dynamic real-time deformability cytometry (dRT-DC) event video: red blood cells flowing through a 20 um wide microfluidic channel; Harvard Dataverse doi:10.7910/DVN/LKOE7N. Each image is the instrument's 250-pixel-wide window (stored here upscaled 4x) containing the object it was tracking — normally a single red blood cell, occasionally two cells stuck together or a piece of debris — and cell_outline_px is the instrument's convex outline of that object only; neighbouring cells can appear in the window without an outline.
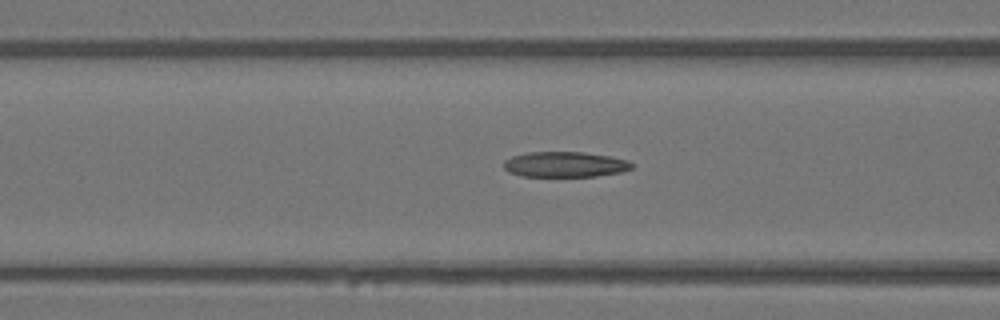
{"species": "Egyptian fruit bat (a non-hibernating species)", "species_latin": "Rousettus aegyptiacus", "temperature_condition": "warm", "stored_images_in_passage": 14, "camera_frame_rate_fps": 3000, "um_per_image_px": 0.085, "animal": {"sex": "female"}, "frame": {"image": 1, "passage_image": 7, "time_ms": 2.0, "image_size_px": [1000, 320], "cell_outline_px": [[632, 168], [620, 172], [596, 176], [520, 176], [508, 172], [504, 168], [504, 160], [512, 156], [528, 152], [584, 152], [612, 156], [628, 160], [632, 164]], "centroid_in_image_um": [48.01, 13.97], "position_along_channel_um": 118.6, "area_um2": 19.02}}
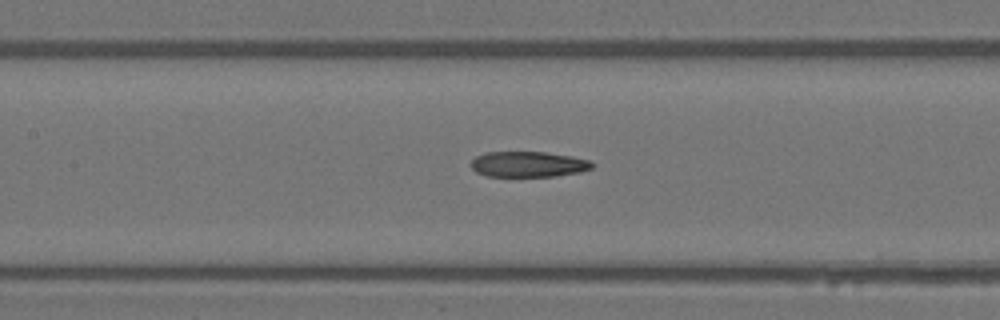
{"frame": {"image": 2, "passage_image": 10, "time_ms": 3.0, "image_size_px": [1000, 320], "cell_outline_px": [[592, 168], [580, 172], [556, 176], [488, 176], [476, 172], [468, 164], [476, 156], [484, 152], [544, 152], [572, 156], [588, 160], [592, 164]], "centroid_in_image_um": [44.86, 13.96], "position_along_channel_um": 162.5, "area_um2": 18.03}}